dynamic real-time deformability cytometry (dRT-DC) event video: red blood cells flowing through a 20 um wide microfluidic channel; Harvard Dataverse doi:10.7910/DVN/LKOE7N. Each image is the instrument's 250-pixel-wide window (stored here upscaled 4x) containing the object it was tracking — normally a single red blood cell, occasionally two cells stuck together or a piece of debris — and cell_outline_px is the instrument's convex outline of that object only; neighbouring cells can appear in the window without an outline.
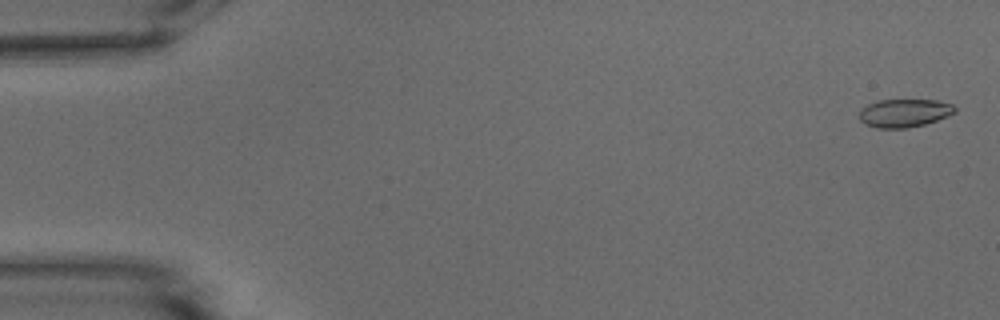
{"species": "common noctule bat (a hibernating species)", "species_latin": "Nyctalus noctula", "temperature_condition": "warm", "stored_images_in_passage": 9, "camera_frame_rate_fps": 3000, "um_per_image_px": 0.085, "animal": {"sex": "male", "body_mass_g": 15.6}, "frame": {"image": 1, "passage_image": 2, "time_ms": 0.333, "image_size_px": [1000, 320], "cell_outline_px": [[956, 112], [948, 116], [924, 124], [908, 128], [876, 128], [864, 124], [860, 120], [860, 112], [868, 104], [876, 100], [936, 100], [952, 104], [956, 108]], "centroid_in_image_um": [76.87, 9.61], "position_along_channel_um": 8.1, "area_um2": 15.66}}